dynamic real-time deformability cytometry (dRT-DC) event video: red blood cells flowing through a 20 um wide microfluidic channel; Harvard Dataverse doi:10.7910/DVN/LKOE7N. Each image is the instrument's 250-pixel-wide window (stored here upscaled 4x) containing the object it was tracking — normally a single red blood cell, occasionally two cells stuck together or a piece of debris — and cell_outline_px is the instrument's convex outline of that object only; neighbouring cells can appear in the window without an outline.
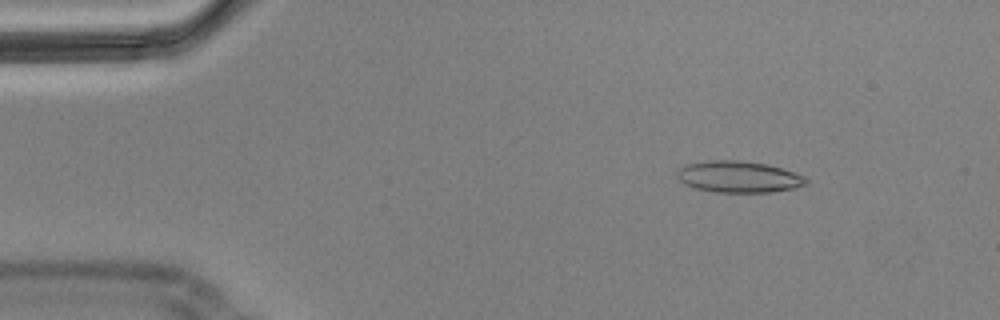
{"species": "Egyptian fruit bat (a non-hibernating species)", "species_latin": "Rousettus aegyptiacus", "temperature_condition": "cold", "stored_images_in_passage": 3, "camera_frame_rate_fps": 3000, "um_per_image_px": 0.085, "animal": {"sex": "male"}, "frame": {"image": 1, "passage_image": 1, "time_ms": 0.0, "image_size_px": [1000, 320], "cell_outline_px": [[808, 184], [796, 188], [772, 192], [716, 192], [692, 188], [684, 184], [676, 176], [676, 172], [684, 164], [708, 160], [740, 160], [764, 164], [780, 168], [804, 176], [808, 180]], "centroid_in_image_um": [62.75, 15.03], "position_along_channel_um": 22.3, "area_um2": 23.81}}